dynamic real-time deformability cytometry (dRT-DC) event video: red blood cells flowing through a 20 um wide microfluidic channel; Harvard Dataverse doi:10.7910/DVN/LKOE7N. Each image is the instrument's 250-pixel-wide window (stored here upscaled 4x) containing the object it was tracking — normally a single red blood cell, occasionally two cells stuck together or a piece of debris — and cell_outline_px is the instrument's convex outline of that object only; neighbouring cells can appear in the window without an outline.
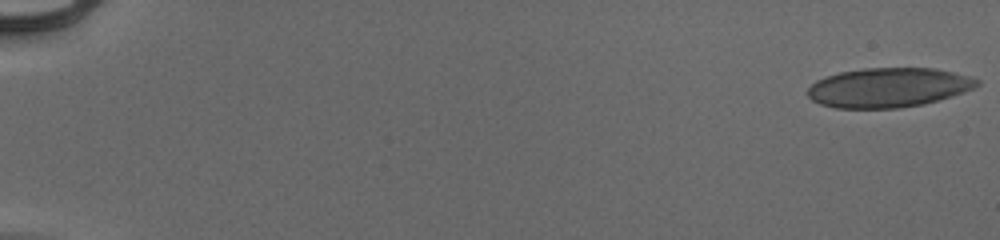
{"species": "human", "species_latin": "Homo sapiens", "temperature_condition": "cold", "stored_images_in_passage": 54, "camera_frame_rate_fps": 3000, "um_per_image_px": 0.085, "donor": {"sex": "male"}, "frame": {"image": 1, "passage_image": 1, "time_ms": 0.0, "image_size_px": [1000, 240], "cell_outline_px": [[980, 84], [964, 92], [952, 96], [924, 104], [900, 108], [836, 108], [820, 104], [812, 100], [808, 96], [808, 88], [816, 80], [840, 72], [864, 68], [936, 68], [972, 76], [980, 80]], "centroid_in_image_um": [75.54, 7.44], "position_along_channel_um": 9.5, "area_um2": 39.07}}
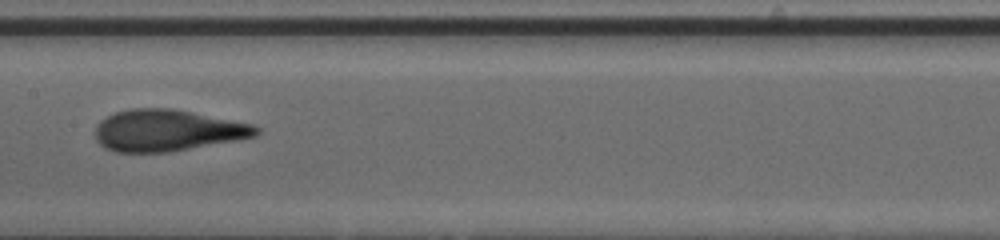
{"frame": {"image": 2, "passage_image": 30, "time_ms": 9.667, "image_size_px": [1000, 240], "cell_outline_px": [[260, 132], [256, 136], [236, 140], [168, 152], [116, 152], [104, 148], [96, 140], [96, 124], [100, 120], [116, 112], [132, 108], [172, 108], [252, 124], [260, 128]], "centroid_in_image_um": [14.2, 11.08], "position_along_channel_um": 193.2, "area_um2": 38.78}}
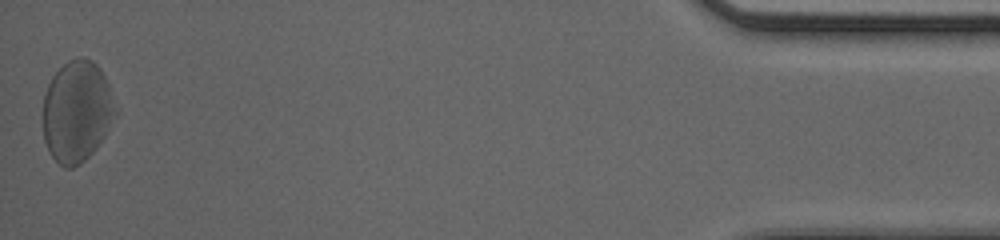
{"frame": {"image": 3, "passage_image": 54, "time_ms": 17.667, "image_size_px": [1000, 240], "cell_outline_px": [[120, 108], [116, 116], [104, 136], [96, 148], [80, 164], [72, 168], [64, 168], [52, 156], [44, 140], [44, 96], [48, 84], [52, 76], [68, 60], [76, 56], [84, 56], [92, 60], [100, 68]], "centroid_in_image_um": [6.57, 9.44], "position_along_channel_um": 428.6, "area_um2": 43.18}, "authors_computed_cell_mechanics": {"area_um2": 39.1884, "velocity_mm_per_s": 3.9293, "shape_relaxation_time_tau1_ms": 4.2517, "shape_relaxation_time_tau2_ms": 1.2446, "deformation_change_tau1": 0.1491, "deformation_change_tau2": 0.0816}}